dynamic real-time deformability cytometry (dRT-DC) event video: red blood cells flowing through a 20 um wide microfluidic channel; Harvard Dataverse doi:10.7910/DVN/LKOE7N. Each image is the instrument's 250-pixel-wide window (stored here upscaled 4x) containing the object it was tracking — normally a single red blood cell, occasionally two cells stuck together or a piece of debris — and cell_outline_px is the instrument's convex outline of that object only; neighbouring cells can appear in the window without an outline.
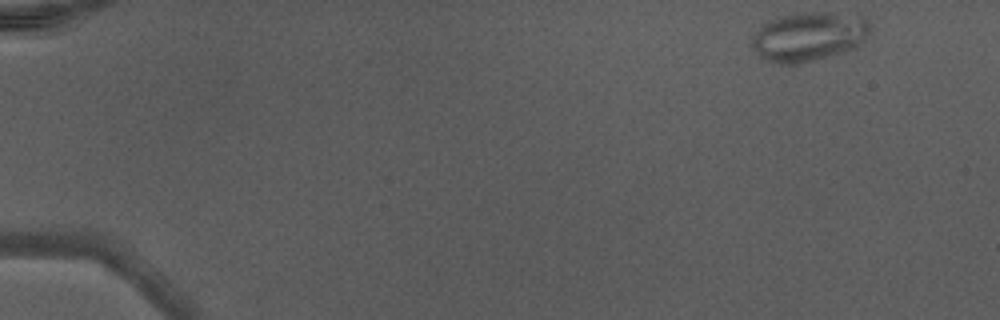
{"species": "Egyptian fruit bat (a non-hibernating species)", "species_latin": "Rousettus aegyptiacus", "temperature_condition": "warm", "stored_images_in_passage": 10, "camera_frame_rate_fps": 3000, "um_per_image_px": 0.085, "animal": {"sex": "male"}, "frame": {"image": 1, "passage_image": 1, "time_ms": 0.0, "image_size_px": [1000, 320], "cell_outline_px": [[872, 36], [860, 44], [852, 48], [840, 52], [812, 60], [784, 64], [772, 64], [764, 60], [760, 56], [752, 44], [752, 36], [768, 20], [780, 16], [800, 12], [828, 12], [860, 16], [872, 28]], "centroid_in_image_um": [68.76, 3.09], "position_along_channel_um": 16.2, "area_um2": 33.64}}